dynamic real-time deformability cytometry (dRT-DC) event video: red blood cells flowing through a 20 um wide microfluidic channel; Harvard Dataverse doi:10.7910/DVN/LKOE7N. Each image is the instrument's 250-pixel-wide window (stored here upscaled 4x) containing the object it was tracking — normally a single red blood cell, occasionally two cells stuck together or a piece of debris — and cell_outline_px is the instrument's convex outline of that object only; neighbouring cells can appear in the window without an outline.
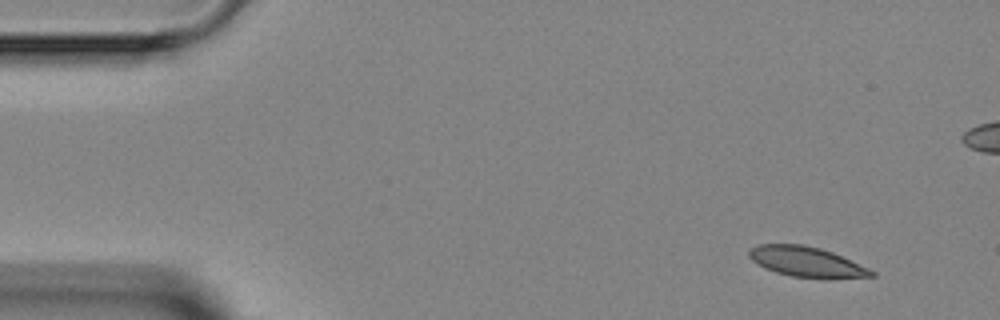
{"species": "Egyptian fruit bat (a non-hibernating species)", "species_latin": "Rousettus aegyptiacus", "temperature_condition": "room temperature", "stored_images_in_passage": 4, "camera_frame_rate_fps": 3000, "um_per_image_px": 0.085, "animal": {"sex": "female"}, "frame": {"image": 1, "passage_image": 1, "time_ms": 0.0, "image_size_px": [1000, 320], "cell_outline_px": [[876, 276], [828, 280], [792, 276], [776, 272], [764, 268], [752, 260], [748, 256], [748, 252], [756, 244], [804, 244], [820, 248], [832, 252], [868, 268], [876, 272]], "centroid_in_image_um": [68.58, 22.28], "position_along_channel_um": 16.4, "area_um2": 21.85}}